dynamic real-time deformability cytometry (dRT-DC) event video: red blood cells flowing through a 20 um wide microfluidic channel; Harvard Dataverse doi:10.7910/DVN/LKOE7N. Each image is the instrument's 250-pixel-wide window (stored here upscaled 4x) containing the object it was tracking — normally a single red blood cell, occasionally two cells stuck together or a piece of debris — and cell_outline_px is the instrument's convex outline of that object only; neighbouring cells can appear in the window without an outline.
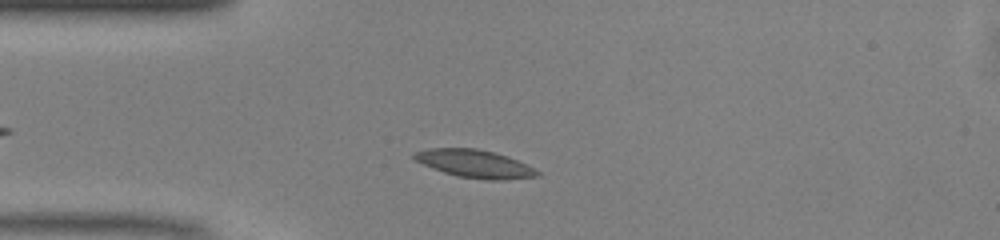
{"species": "common noctule bat (a hibernating species)", "species_latin": "Nyctalus noctula", "temperature_condition": "warm", "stored_images_in_passage": 37, "camera_frame_rate_fps": 3000, "um_per_image_px": 0.085, "animal": {"sex": "male", "body_mass_g": 13.0, "forearm_length_mm": 53.1}, "frame": {"image": 1, "passage_image": 6, "time_ms": 1.667, "image_size_px": [1000, 240], "cell_outline_px": [[540, 176], [504, 180], [488, 180], [456, 176], [432, 168], [416, 160], [412, 156], [412, 152], [428, 148], [476, 148], [508, 156], [540, 172]], "centroid_in_image_um": [40.32, 13.92], "position_along_channel_um": 44.7, "area_um2": 19.88}}
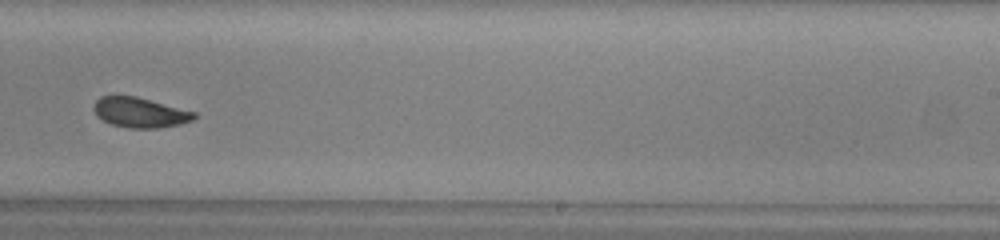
{"frame": {"image": 2, "passage_image": 24, "time_ms": 7.667, "image_size_px": [1000, 240], "cell_outline_px": [[196, 116], [192, 120], [180, 124], [160, 128], [128, 128], [112, 124], [96, 116], [92, 108], [96, 100], [100, 96], [136, 96], [196, 112]], "centroid_in_image_um": [11.88, 9.56], "position_along_channel_um": 277.1, "area_um2": 17.57}}
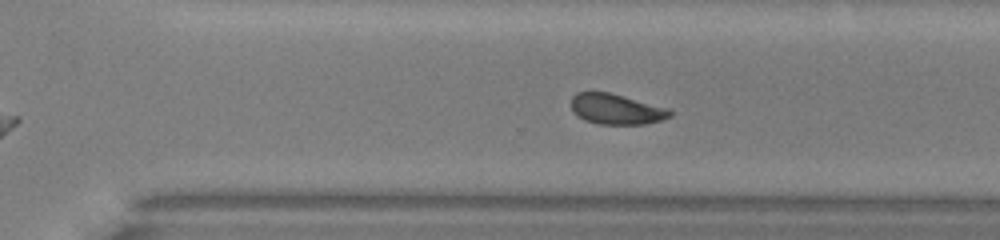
{"frame": {"image": 3, "passage_image": 27, "time_ms": 8.667, "image_size_px": [1000, 240], "cell_outline_px": [[672, 116], [664, 120], [644, 124], [600, 124], [584, 120], [576, 116], [572, 112], [572, 96], [576, 92], [608, 92], [668, 108], [672, 112]], "centroid_in_image_um": [52.37, 9.29], "position_along_channel_um": 318.2, "area_um2": 17.57}, "authors_computed_cell_mechanics": {"area_um2": 18.4382, "velocity_mm_per_s": 4.1146, "shape_relaxation_time_tau1_ms": 3.9216, "shape_relaxation_time_tau2_ms": 1.609, "deformation_change_tau1": 0.1177, "deformation_change_tau2": 0.068}}